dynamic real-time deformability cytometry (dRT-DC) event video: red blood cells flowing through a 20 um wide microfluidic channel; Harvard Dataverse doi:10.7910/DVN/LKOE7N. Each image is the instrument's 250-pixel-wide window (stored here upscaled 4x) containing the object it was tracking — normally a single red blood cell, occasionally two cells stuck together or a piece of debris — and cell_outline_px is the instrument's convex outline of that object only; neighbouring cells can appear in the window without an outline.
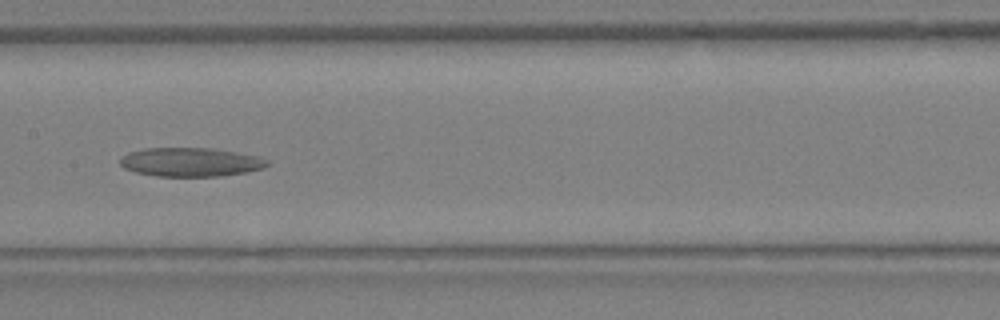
{"species": "Egyptian fruit bat (a non-hibernating species)", "species_latin": "Rousettus aegyptiacus", "temperature_condition": "warm", "stored_images_in_passage": 20, "camera_frame_rate_fps": 3000, "um_per_image_px": 0.085, "animal": {"sex": "female"}, "frame": {"image": 1, "passage_image": 15, "time_ms": 4.667, "image_size_px": [1000, 320], "cell_outline_px": [[268, 164], [264, 168], [248, 172], [220, 176], [156, 176], [136, 172], [124, 168], [120, 164], [120, 160], [128, 152], [144, 148], [216, 148], [260, 156], [268, 160]], "centroid_in_image_um": [16.24, 13.77], "position_along_channel_um": 191.2, "area_um2": 24.91}}
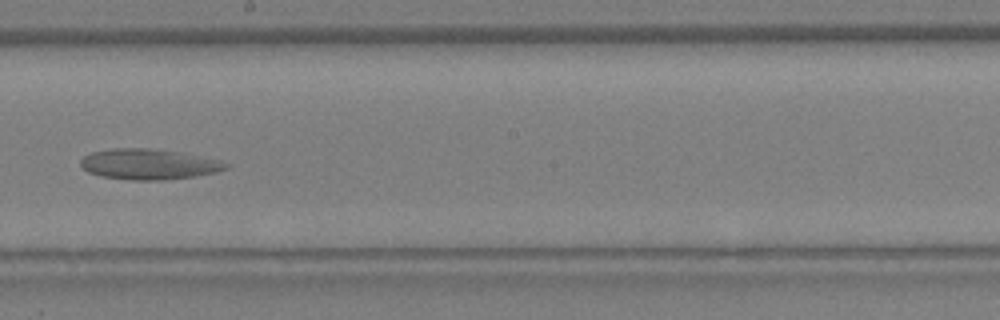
{"frame": {"image": 2, "passage_image": 17, "time_ms": 5.333, "image_size_px": [1000, 320], "cell_outline_px": [[232, 164], [228, 168], [216, 172], [192, 176], [164, 180], [132, 180], [100, 176], [88, 172], [80, 164], [80, 160], [84, 156], [92, 152], [112, 148], [148, 148], [184, 152], [220, 160]], "centroid_in_image_um": [12.67, 13.95], "position_along_channel_um": 235.5, "area_um2": 26.01}}
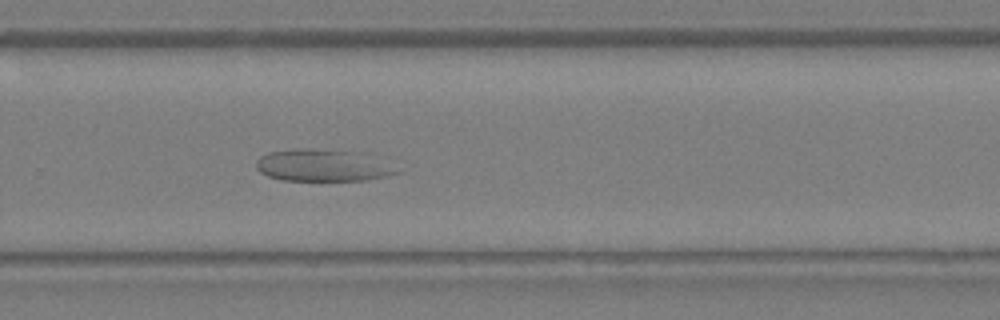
{"frame": {"image": 3, "passage_image": 20, "time_ms": 6.333, "image_size_px": [1000, 320], "cell_outline_px": [[400, 172], [388, 176], [368, 180], [280, 180], [268, 176], [260, 172], [256, 168], [256, 160], [260, 156], [268, 152], [296, 148], [308, 148], [360, 152]], "centroid_in_image_um": [27.3, 14.06], "position_along_channel_um": 302.5, "area_um2": 25.84}}